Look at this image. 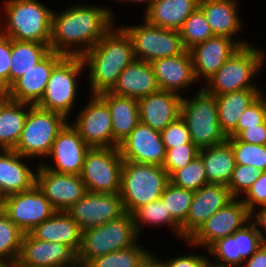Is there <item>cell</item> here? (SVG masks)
<instances>
[{"label": "cell", "instance_id": "30bf717a", "mask_svg": "<svg viewBox=\"0 0 266 267\" xmlns=\"http://www.w3.org/2000/svg\"><path fill=\"white\" fill-rule=\"evenodd\" d=\"M142 23L120 26L129 35L136 60L151 63L160 58L173 57L182 54L183 47L180 33L150 24L141 18Z\"/></svg>", "mask_w": 266, "mask_h": 267}, {"label": "cell", "instance_id": "83f0119b", "mask_svg": "<svg viewBox=\"0 0 266 267\" xmlns=\"http://www.w3.org/2000/svg\"><path fill=\"white\" fill-rule=\"evenodd\" d=\"M159 90L151 64L135 60L122 71L109 92L139 100Z\"/></svg>", "mask_w": 266, "mask_h": 267}, {"label": "cell", "instance_id": "8992f818", "mask_svg": "<svg viewBox=\"0 0 266 267\" xmlns=\"http://www.w3.org/2000/svg\"><path fill=\"white\" fill-rule=\"evenodd\" d=\"M170 181L166 170L155 164L124 161L120 195L127 213L159 200Z\"/></svg>", "mask_w": 266, "mask_h": 267}, {"label": "cell", "instance_id": "7402d4cb", "mask_svg": "<svg viewBox=\"0 0 266 267\" xmlns=\"http://www.w3.org/2000/svg\"><path fill=\"white\" fill-rule=\"evenodd\" d=\"M64 57L65 55L51 50L7 89L8 98L36 105L44 94L53 68Z\"/></svg>", "mask_w": 266, "mask_h": 267}, {"label": "cell", "instance_id": "7a4b0ae2", "mask_svg": "<svg viewBox=\"0 0 266 267\" xmlns=\"http://www.w3.org/2000/svg\"><path fill=\"white\" fill-rule=\"evenodd\" d=\"M81 58L90 94L110 91L122 71L136 60L129 35L117 23Z\"/></svg>", "mask_w": 266, "mask_h": 267}, {"label": "cell", "instance_id": "d6986e66", "mask_svg": "<svg viewBox=\"0 0 266 267\" xmlns=\"http://www.w3.org/2000/svg\"><path fill=\"white\" fill-rule=\"evenodd\" d=\"M14 265L44 267H79L78 254L68 245L42 241L24 233Z\"/></svg>", "mask_w": 266, "mask_h": 267}, {"label": "cell", "instance_id": "11a10c76", "mask_svg": "<svg viewBox=\"0 0 266 267\" xmlns=\"http://www.w3.org/2000/svg\"><path fill=\"white\" fill-rule=\"evenodd\" d=\"M117 1H120L121 3H122V2H127V3H129V4H130V3H132V4H133V3H134V4L137 3V5H138V4H145V3H146V4L144 5V6H145V7H144L145 9H143V11H144V13H145V12L151 7V5L154 3L155 0H117Z\"/></svg>", "mask_w": 266, "mask_h": 267}, {"label": "cell", "instance_id": "4dcf8cb0", "mask_svg": "<svg viewBox=\"0 0 266 267\" xmlns=\"http://www.w3.org/2000/svg\"><path fill=\"white\" fill-rule=\"evenodd\" d=\"M262 94V89H244L216 96L220 127L227 137H237L241 114Z\"/></svg>", "mask_w": 266, "mask_h": 267}, {"label": "cell", "instance_id": "9a60e30c", "mask_svg": "<svg viewBox=\"0 0 266 267\" xmlns=\"http://www.w3.org/2000/svg\"><path fill=\"white\" fill-rule=\"evenodd\" d=\"M89 100L71 124L79 131L90 148H113V130L109 107L98 94H89ZM73 121V123H72Z\"/></svg>", "mask_w": 266, "mask_h": 267}, {"label": "cell", "instance_id": "484cf974", "mask_svg": "<svg viewBox=\"0 0 266 267\" xmlns=\"http://www.w3.org/2000/svg\"><path fill=\"white\" fill-rule=\"evenodd\" d=\"M182 98L175 92L159 90L139 99L140 122L161 132L180 117Z\"/></svg>", "mask_w": 266, "mask_h": 267}, {"label": "cell", "instance_id": "681fc988", "mask_svg": "<svg viewBox=\"0 0 266 267\" xmlns=\"http://www.w3.org/2000/svg\"><path fill=\"white\" fill-rule=\"evenodd\" d=\"M11 38L0 32V81L10 87Z\"/></svg>", "mask_w": 266, "mask_h": 267}, {"label": "cell", "instance_id": "44dd1931", "mask_svg": "<svg viewBox=\"0 0 266 267\" xmlns=\"http://www.w3.org/2000/svg\"><path fill=\"white\" fill-rule=\"evenodd\" d=\"M233 197L227 185L208 183L194 191L186 221L181 225L182 241L188 240L216 211Z\"/></svg>", "mask_w": 266, "mask_h": 267}, {"label": "cell", "instance_id": "8fae6325", "mask_svg": "<svg viewBox=\"0 0 266 267\" xmlns=\"http://www.w3.org/2000/svg\"><path fill=\"white\" fill-rule=\"evenodd\" d=\"M123 163L119 148H89L80 174L87 191L119 193Z\"/></svg>", "mask_w": 266, "mask_h": 267}, {"label": "cell", "instance_id": "6f0895ef", "mask_svg": "<svg viewBox=\"0 0 266 267\" xmlns=\"http://www.w3.org/2000/svg\"><path fill=\"white\" fill-rule=\"evenodd\" d=\"M8 97L7 93H0V106L5 101V99Z\"/></svg>", "mask_w": 266, "mask_h": 267}, {"label": "cell", "instance_id": "f6af8a7d", "mask_svg": "<svg viewBox=\"0 0 266 267\" xmlns=\"http://www.w3.org/2000/svg\"><path fill=\"white\" fill-rule=\"evenodd\" d=\"M266 120L265 98L261 95L241 114L237 123V136L248 127L262 124Z\"/></svg>", "mask_w": 266, "mask_h": 267}, {"label": "cell", "instance_id": "52a82bcc", "mask_svg": "<svg viewBox=\"0 0 266 267\" xmlns=\"http://www.w3.org/2000/svg\"><path fill=\"white\" fill-rule=\"evenodd\" d=\"M81 56H65L52 70L38 107L62 114L69 121L80 92L79 79L85 76ZM75 106V107H74Z\"/></svg>", "mask_w": 266, "mask_h": 267}, {"label": "cell", "instance_id": "ac0fdd59", "mask_svg": "<svg viewBox=\"0 0 266 267\" xmlns=\"http://www.w3.org/2000/svg\"><path fill=\"white\" fill-rule=\"evenodd\" d=\"M35 184L56 211H67L87 193L80 175L57 173L38 163Z\"/></svg>", "mask_w": 266, "mask_h": 267}, {"label": "cell", "instance_id": "74e56055", "mask_svg": "<svg viewBox=\"0 0 266 267\" xmlns=\"http://www.w3.org/2000/svg\"><path fill=\"white\" fill-rule=\"evenodd\" d=\"M179 33L183 47L188 51L214 36L203 11L199 7L185 20Z\"/></svg>", "mask_w": 266, "mask_h": 267}, {"label": "cell", "instance_id": "9f6ffc18", "mask_svg": "<svg viewBox=\"0 0 266 267\" xmlns=\"http://www.w3.org/2000/svg\"><path fill=\"white\" fill-rule=\"evenodd\" d=\"M0 267H12V265L7 260L0 257Z\"/></svg>", "mask_w": 266, "mask_h": 267}, {"label": "cell", "instance_id": "277c9868", "mask_svg": "<svg viewBox=\"0 0 266 267\" xmlns=\"http://www.w3.org/2000/svg\"><path fill=\"white\" fill-rule=\"evenodd\" d=\"M266 50L249 43L240 46L219 70L202 86L213 95H222L244 89H263L255 83L257 75L266 66ZM254 79V80H253Z\"/></svg>", "mask_w": 266, "mask_h": 267}, {"label": "cell", "instance_id": "5bb4252c", "mask_svg": "<svg viewBox=\"0 0 266 267\" xmlns=\"http://www.w3.org/2000/svg\"><path fill=\"white\" fill-rule=\"evenodd\" d=\"M66 212L76 221L81 233L106 224L126 213L120 193L88 191Z\"/></svg>", "mask_w": 266, "mask_h": 267}, {"label": "cell", "instance_id": "5b68a950", "mask_svg": "<svg viewBox=\"0 0 266 267\" xmlns=\"http://www.w3.org/2000/svg\"><path fill=\"white\" fill-rule=\"evenodd\" d=\"M194 94L183 96L180 110V117L188 128L191 141L199 149L225 142L228 137L220 127L216 96L202 85Z\"/></svg>", "mask_w": 266, "mask_h": 267}, {"label": "cell", "instance_id": "6da1fadb", "mask_svg": "<svg viewBox=\"0 0 266 267\" xmlns=\"http://www.w3.org/2000/svg\"><path fill=\"white\" fill-rule=\"evenodd\" d=\"M103 6L81 2L54 9L50 49L65 56H82L91 49L116 23L113 8Z\"/></svg>", "mask_w": 266, "mask_h": 267}, {"label": "cell", "instance_id": "cb8c5ba5", "mask_svg": "<svg viewBox=\"0 0 266 267\" xmlns=\"http://www.w3.org/2000/svg\"><path fill=\"white\" fill-rule=\"evenodd\" d=\"M151 66L160 90L171 91L184 96V90L190 89L196 80L191 53L185 50L173 57L160 58L152 61ZM189 89V90H186Z\"/></svg>", "mask_w": 266, "mask_h": 267}, {"label": "cell", "instance_id": "3957f363", "mask_svg": "<svg viewBox=\"0 0 266 267\" xmlns=\"http://www.w3.org/2000/svg\"><path fill=\"white\" fill-rule=\"evenodd\" d=\"M45 4L41 0H4L0 32L18 41L49 44L54 9Z\"/></svg>", "mask_w": 266, "mask_h": 267}, {"label": "cell", "instance_id": "836d02e7", "mask_svg": "<svg viewBox=\"0 0 266 267\" xmlns=\"http://www.w3.org/2000/svg\"><path fill=\"white\" fill-rule=\"evenodd\" d=\"M31 104L6 98L0 106V149L13 150L20 139Z\"/></svg>", "mask_w": 266, "mask_h": 267}, {"label": "cell", "instance_id": "b9f144b4", "mask_svg": "<svg viewBox=\"0 0 266 267\" xmlns=\"http://www.w3.org/2000/svg\"><path fill=\"white\" fill-rule=\"evenodd\" d=\"M174 185L197 191L203 185L208 184L202 157L197 155L189 164L177 170L170 178Z\"/></svg>", "mask_w": 266, "mask_h": 267}, {"label": "cell", "instance_id": "ab89813d", "mask_svg": "<svg viewBox=\"0 0 266 267\" xmlns=\"http://www.w3.org/2000/svg\"><path fill=\"white\" fill-rule=\"evenodd\" d=\"M150 250L139 241L132 247L92 259L85 267H136Z\"/></svg>", "mask_w": 266, "mask_h": 267}, {"label": "cell", "instance_id": "4316f807", "mask_svg": "<svg viewBox=\"0 0 266 267\" xmlns=\"http://www.w3.org/2000/svg\"><path fill=\"white\" fill-rule=\"evenodd\" d=\"M30 160L15 150L0 149V200L28 190L36 183L37 165L33 170V166H29Z\"/></svg>", "mask_w": 266, "mask_h": 267}, {"label": "cell", "instance_id": "91938a15", "mask_svg": "<svg viewBox=\"0 0 266 267\" xmlns=\"http://www.w3.org/2000/svg\"><path fill=\"white\" fill-rule=\"evenodd\" d=\"M12 267H44V266L13 265Z\"/></svg>", "mask_w": 266, "mask_h": 267}, {"label": "cell", "instance_id": "816d5d0a", "mask_svg": "<svg viewBox=\"0 0 266 267\" xmlns=\"http://www.w3.org/2000/svg\"><path fill=\"white\" fill-rule=\"evenodd\" d=\"M250 221L258 231L262 244H266V204L250 211Z\"/></svg>", "mask_w": 266, "mask_h": 267}, {"label": "cell", "instance_id": "f5cc1de1", "mask_svg": "<svg viewBox=\"0 0 266 267\" xmlns=\"http://www.w3.org/2000/svg\"><path fill=\"white\" fill-rule=\"evenodd\" d=\"M241 267H266V244L261 246L246 260Z\"/></svg>", "mask_w": 266, "mask_h": 267}, {"label": "cell", "instance_id": "e0dca14e", "mask_svg": "<svg viewBox=\"0 0 266 267\" xmlns=\"http://www.w3.org/2000/svg\"><path fill=\"white\" fill-rule=\"evenodd\" d=\"M262 242L254 224L249 221L233 235L219 239L207 250L213 257L209 259L211 267H241ZM215 257V258H214Z\"/></svg>", "mask_w": 266, "mask_h": 267}, {"label": "cell", "instance_id": "60d3db41", "mask_svg": "<svg viewBox=\"0 0 266 267\" xmlns=\"http://www.w3.org/2000/svg\"><path fill=\"white\" fill-rule=\"evenodd\" d=\"M226 141L231 145L236 164L252 165L260 172L266 171V145L246 143L236 137H228Z\"/></svg>", "mask_w": 266, "mask_h": 267}, {"label": "cell", "instance_id": "ee69618b", "mask_svg": "<svg viewBox=\"0 0 266 267\" xmlns=\"http://www.w3.org/2000/svg\"><path fill=\"white\" fill-rule=\"evenodd\" d=\"M260 173L255 166L236 164L231 181L228 184L231 196L241 198L258 179Z\"/></svg>", "mask_w": 266, "mask_h": 267}, {"label": "cell", "instance_id": "d4e9b609", "mask_svg": "<svg viewBox=\"0 0 266 267\" xmlns=\"http://www.w3.org/2000/svg\"><path fill=\"white\" fill-rule=\"evenodd\" d=\"M239 47L229 37L214 35L190 49L194 75L199 84L214 75Z\"/></svg>", "mask_w": 266, "mask_h": 267}, {"label": "cell", "instance_id": "7dc6e473", "mask_svg": "<svg viewBox=\"0 0 266 267\" xmlns=\"http://www.w3.org/2000/svg\"><path fill=\"white\" fill-rule=\"evenodd\" d=\"M240 199L249 211L266 204V171L260 173L258 179Z\"/></svg>", "mask_w": 266, "mask_h": 267}, {"label": "cell", "instance_id": "4fadbf2b", "mask_svg": "<svg viewBox=\"0 0 266 267\" xmlns=\"http://www.w3.org/2000/svg\"><path fill=\"white\" fill-rule=\"evenodd\" d=\"M0 208L24 233H29L56 212L36 184L28 190L3 197Z\"/></svg>", "mask_w": 266, "mask_h": 267}, {"label": "cell", "instance_id": "e575fe53", "mask_svg": "<svg viewBox=\"0 0 266 267\" xmlns=\"http://www.w3.org/2000/svg\"><path fill=\"white\" fill-rule=\"evenodd\" d=\"M50 51L49 44L11 39L10 86Z\"/></svg>", "mask_w": 266, "mask_h": 267}, {"label": "cell", "instance_id": "f907efd6", "mask_svg": "<svg viewBox=\"0 0 266 267\" xmlns=\"http://www.w3.org/2000/svg\"><path fill=\"white\" fill-rule=\"evenodd\" d=\"M236 138L250 144L266 145V120L262 124L244 129Z\"/></svg>", "mask_w": 266, "mask_h": 267}, {"label": "cell", "instance_id": "7c38bea8", "mask_svg": "<svg viewBox=\"0 0 266 267\" xmlns=\"http://www.w3.org/2000/svg\"><path fill=\"white\" fill-rule=\"evenodd\" d=\"M250 221V211L240 198H233L211 215L185 242V246L206 251L219 239L233 235Z\"/></svg>", "mask_w": 266, "mask_h": 267}, {"label": "cell", "instance_id": "f546056e", "mask_svg": "<svg viewBox=\"0 0 266 267\" xmlns=\"http://www.w3.org/2000/svg\"><path fill=\"white\" fill-rule=\"evenodd\" d=\"M29 233L42 241L66 244L77 254L81 249L82 233L76 221L66 211H56Z\"/></svg>", "mask_w": 266, "mask_h": 267}, {"label": "cell", "instance_id": "94428289", "mask_svg": "<svg viewBox=\"0 0 266 267\" xmlns=\"http://www.w3.org/2000/svg\"><path fill=\"white\" fill-rule=\"evenodd\" d=\"M261 95L265 98V103H266V91L264 89L262 90V94Z\"/></svg>", "mask_w": 266, "mask_h": 267}, {"label": "cell", "instance_id": "680465c9", "mask_svg": "<svg viewBox=\"0 0 266 267\" xmlns=\"http://www.w3.org/2000/svg\"><path fill=\"white\" fill-rule=\"evenodd\" d=\"M0 93H7V88L0 81Z\"/></svg>", "mask_w": 266, "mask_h": 267}, {"label": "cell", "instance_id": "8d00e7d4", "mask_svg": "<svg viewBox=\"0 0 266 267\" xmlns=\"http://www.w3.org/2000/svg\"><path fill=\"white\" fill-rule=\"evenodd\" d=\"M193 194L194 191L178 187L169 181L160 197L167 212L180 226L186 221Z\"/></svg>", "mask_w": 266, "mask_h": 267}, {"label": "cell", "instance_id": "2e32d148", "mask_svg": "<svg viewBox=\"0 0 266 267\" xmlns=\"http://www.w3.org/2000/svg\"><path fill=\"white\" fill-rule=\"evenodd\" d=\"M89 148L79 131L68 121L58 132L46 161L39 164L57 173L80 175Z\"/></svg>", "mask_w": 266, "mask_h": 267}, {"label": "cell", "instance_id": "7bdbcfd3", "mask_svg": "<svg viewBox=\"0 0 266 267\" xmlns=\"http://www.w3.org/2000/svg\"><path fill=\"white\" fill-rule=\"evenodd\" d=\"M199 150L193 142L166 149V156L162 167L166 170L169 178L199 155Z\"/></svg>", "mask_w": 266, "mask_h": 267}, {"label": "cell", "instance_id": "d590c367", "mask_svg": "<svg viewBox=\"0 0 266 267\" xmlns=\"http://www.w3.org/2000/svg\"><path fill=\"white\" fill-rule=\"evenodd\" d=\"M131 215L137 232L141 237L147 226H154V228L166 227L182 241L181 226L167 212V208L161 199L137 208Z\"/></svg>", "mask_w": 266, "mask_h": 267}, {"label": "cell", "instance_id": "9c48e42d", "mask_svg": "<svg viewBox=\"0 0 266 267\" xmlns=\"http://www.w3.org/2000/svg\"><path fill=\"white\" fill-rule=\"evenodd\" d=\"M69 120L62 114L32 105L24 123V127L13 149L24 157L45 161L58 132Z\"/></svg>", "mask_w": 266, "mask_h": 267}, {"label": "cell", "instance_id": "bcb514c9", "mask_svg": "<svg viewBox=\"0 0 266 267\" xmlns=\"http://www.w3.org/2000/svg\"><path fill=\"white\" fill-rule=\"evenodd\" d=\"M161 135L166 149L192 142L188 128L181 117L167 125L161 131Z\"/></svg>", "mask_w": 266, "mask_h": 267}, {"label": "cell", "instance_id": "ffe728a7", "mask_svg": "<svg viewBox=\"0 0 266 267\" xmlns=\"http://www.w3.org/2000/svg\"><path fill=\"white\" fill-rule=\"evenodd\" d=\"M118 148L124 161L162 166L166 156L161 132L141 122Z\"/></svg>", "mask_w": 266, "mask_h": 267}, {"label": "cell", "instance_id": "603a6c76", "mask_svg": "<svg viewBox=\"0 0 266 267\" xmlns=\"http://www.w3.org/2000/svg\"><path fill=\"white\" fill-rule=\"evenodd\" d=\"M238 1L199 0L198 7L203 11L214 35L229 37L239 46H243L251 43V41L240 38V32H243L245 25L239 16L240 4Z\"/></svg>", "mask_w": 266, "mask_h": 267}, {"label": "cell", "instance_id": "f1b7e54d", "mask_svg": "<svg viewBox=\"0 0 266 267\" xmlns=\"http://www.w3.org/2000/svg\"><path fill=\"white\" fill-rule=\"evenodd\" d=\"M98 95L109 107L113 130V148H118L140 122L138 100L116 95L109 91Z\"/></svg>", "mask_w": 266, "mask_h": 267}, {"label": "cell", "instance_id": "c3c4849f", "mask_svg": "<svg viewBox=\"0 0 266 267\" xmlns=\"http://www.w3.org/2000/svg\"><path fill=\"white\" fill-rule=\"evenodd\" d=\"M169 257L161 259L163 267H210V256L208 257L204 253L201 255L200 252L198 254L196 251L174 256L173 259Z\"/></svg>", "mask_w": 266, "mask_h": 267}, {"label": "cell", "instance_id": "1f68e13d", "mask_svg": "<svg viewBox=\"0 0 266 267\" xmlns=\"http://www.w3.org/2000/svg\"><path fill=\"white\" fill-rule=\"evenodd\" d=\"M198 5L199 0H155L143 17L152 25L179 31Z\"/></svg>", "mask_w": 266, "mask_h": 267}, {"label": "cell", "instance_id": "d6a6232c", "mask_svg": "<svg viewBox=\"0 0 266 267\" xmlns=\"http://www.w3.org/2000/svg\"><path fill=\"white\" fill-rule=\"evenodd\" d=\"M208 183L227 185L236 166L231 145L225 141L219 145L199 150Z\"/></svg>", "mask_w": 266, "mask_h": 267}, {"label": "cell", "instance_id": "db71d44e", "mask_svg": "<svg viewBox=\"0 0 266 267\" xmlns=\"http://www.w3.org/2000/svg\"><path fill=\"white\" fill-rule=\"evenodd\" d=\"M150 251L141 259L136 267H163L161 258L155 252Z\"/></svg>", "mask_w": 266, "mask_h": 267}, {"label": "cell", "instance_id": "ba28073f", "mask_svg": "<svg viewBox=\"0 0 266 267\" xmlns=\"http://www.w3.org/2000/svg\"><path fill=\"white\" fill-rule=\"evenodd\" d=\"M141 239L132 215L127 212L106 224L86 230L82 233L78 252L79 267H85L96 257L132 247Z\"/></svg>", "mask_w": 266, "mask_h": 267}, {"label": "cell", "instance_id": "f35d334b", "mask_svg": "<svg viewBox=\"0 0 266 267\" xmlns=\"http://www.w3.org/2000/svg\"><path fill=\"white\" fill-rule=\"evenodd\" d=\"M24 232L0 208V257L12 266L18 259Z\"/></svg>", "mask_w": 266, "mask_h": 267}]
</instances>
